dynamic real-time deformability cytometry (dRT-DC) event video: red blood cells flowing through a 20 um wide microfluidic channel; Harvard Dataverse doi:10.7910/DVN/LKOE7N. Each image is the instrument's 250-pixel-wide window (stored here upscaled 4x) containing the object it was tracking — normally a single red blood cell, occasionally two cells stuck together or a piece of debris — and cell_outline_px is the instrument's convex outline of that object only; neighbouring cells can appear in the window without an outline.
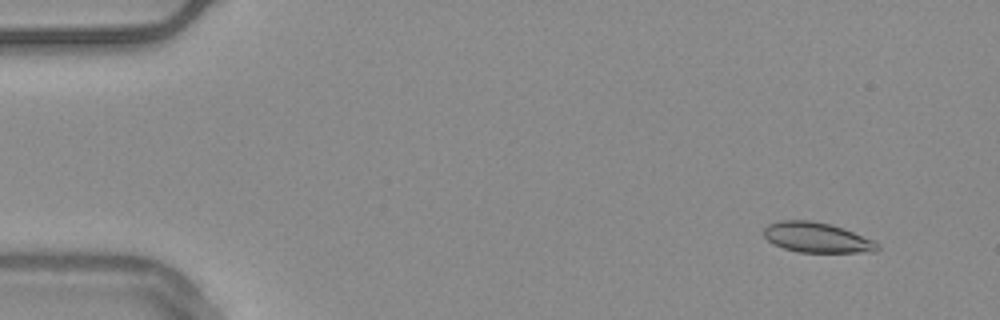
{"species": "common noctule bat (a hibernating species)", "species_latin": "Nyctalus noctula", "temperature_condition": "warm", "stored_images_in_passage": 53, "camera_frame_rate_fps": 3000, "um_per_image_px": 0.085, "animal": {"sex": "male", "body_mass_g": 20.4}, "frame": {"image": 1, "passage_image": 3, "time_ms": 0.667, "image_size_px": [1000, 320], "cell_outline_px": [[880, 248], [876, 252], [800, 252], [784, 248], [772, 244], [764, 236], [764, 228], [768, 224], [780, 220], [812, 220], [832, 224], [872, 240], [880, 244]], "centroid_in_image_um": [69.42, 20.18], "position_along_channel_um": 15.6, "area_um2": 19.94}}
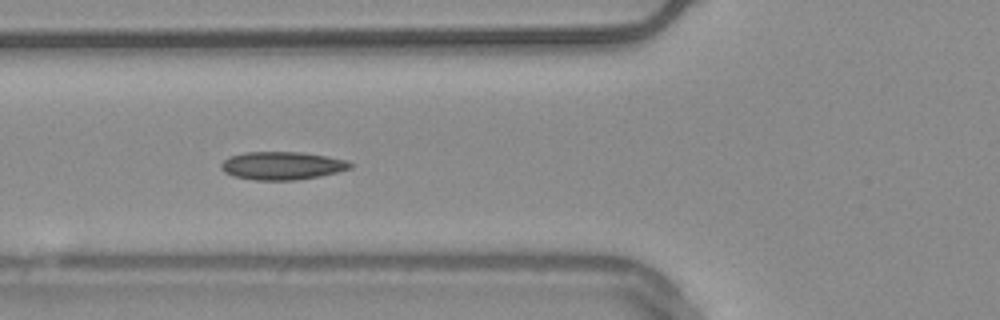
{"frame": {"image": 2, "passage_image": 19, "time_ms": 6.0, "image_size_px": [1000, 320], "cell_outline_px": [[352, 168], [320, 176], [296, 180], [256, 180], [232, 176], [224, 172], [220, 168], [220, 164], [228, 156], [244, 152], [300, 152], [348, 160], [352, 164]], "centroid_in_image_um": [23.94, 14.08], "position_along_channel_um": 101.9, "area_um2": 21.15}}
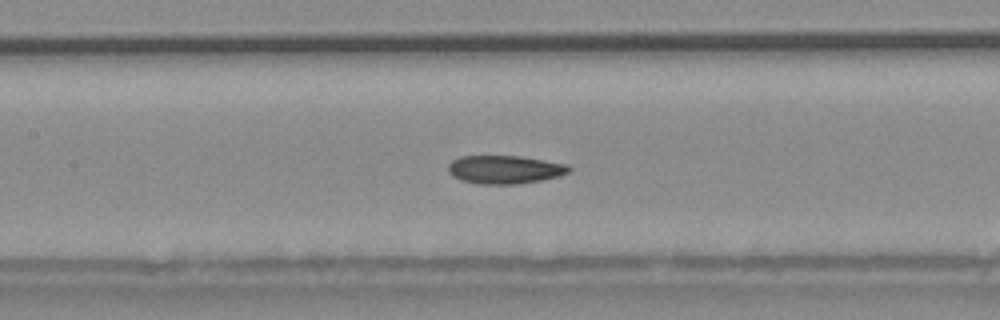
{"frame": {"image": 3, "passage_image": 24, "time_ms": 7.667, "image_size_px": [1000, 320], "cell_outline_px": [[572, 168], [568, 172], [556, 176], [540, 180], [516, 184], [480, 184], [460, 180], [452, 176], [448, 172], [448, 164], [452, 160], [460, 156], [520, 156], [568, 164]], "centroid_in_image_um": [42.86, 14.4], "position_along_channel_um": 164.5, "area_um2": 19.88}, "authors_computed_cell_mechanics": {"area_um2": 19.7676, "velocity_mm_per_s": 3.7347, "shape_relaxation_time_tau1_ms": null, "shape_relaxation_time_tau2_ms": 4.2619, "deformation_change_tau1": null, "deformation_change_tau2": 0.0825}}